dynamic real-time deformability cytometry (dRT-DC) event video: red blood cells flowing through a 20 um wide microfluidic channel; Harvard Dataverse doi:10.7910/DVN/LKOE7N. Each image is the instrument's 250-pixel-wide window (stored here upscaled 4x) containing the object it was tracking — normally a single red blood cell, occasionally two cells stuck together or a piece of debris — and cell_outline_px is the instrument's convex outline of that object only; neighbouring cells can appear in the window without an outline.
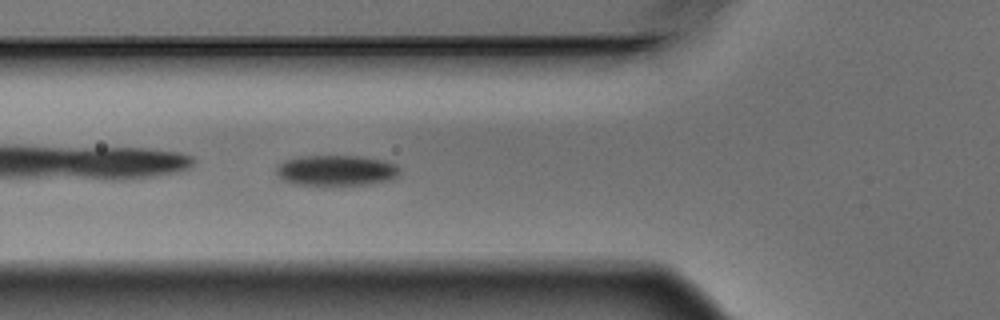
{"species": "Egyptian fruit bat (a non-hibernating species)", "species_latin": "Rousettus aegyptiacus", "temperature_condition": "warm", "stored_images_in_passage": 6, "camera_frame_rate_fps": 3000, "um_per_image_px": 0.085, "animal": {"sex": "male"}, "frame": {"image": 1, "passage_image": 6, "time_ms": 1.667, "image_size_px": [1000, 320], "cell_outline_px": [[400, 172], [392, 180], [368, 184], [324, 188], [292, 184], [276, 176], [276, 164], [284, 160], [296, 156], [360, 156], [384, 160], [396, 164], [400, 168]], "centroid_in_image_um": [28.52, 14.53], "position_along_channel_um": 97.3, "area_um2": 23.24}}